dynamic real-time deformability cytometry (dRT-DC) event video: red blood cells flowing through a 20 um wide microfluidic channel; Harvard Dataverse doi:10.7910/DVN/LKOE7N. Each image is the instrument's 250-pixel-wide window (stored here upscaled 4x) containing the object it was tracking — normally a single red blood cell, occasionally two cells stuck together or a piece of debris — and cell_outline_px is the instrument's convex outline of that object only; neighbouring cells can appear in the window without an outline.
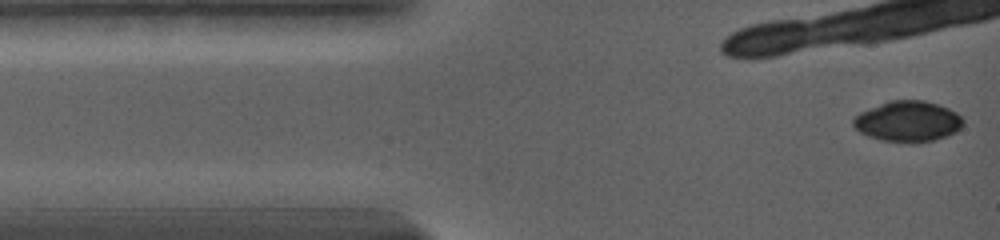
{"species": "common noctule bat (a hibernating species)", "species_latin": "Nyctalus noctula", "temperature_condition": "warm", "stored_images_in_passage": 16, "camera_frame_rate_fps": 5000, "um_per_image_px": 0.085, "animal": {"sex": "female", "body_mass_g": 19.0, "forearm_length_mm": 56.7}, "frame": {"image": 1, "passage_image": 1, "time_ms": 0.0, "image_size_px": [1000, 240], "cell_outline_px": [[964, 124], [956, 132], [948, 136], [936, 140], [916, 144], [912, 144], [880, 140], [868, 136], [860, 132], [852, 124], [852, 120], [860, 112], [888, 100], [924, 100], [948, 108], [956, 112], [964, 120]], "centroid_in_image_um": [77.18, 10.34], "position_along_channel_um": 7.8, "area_um2": 26.47}}